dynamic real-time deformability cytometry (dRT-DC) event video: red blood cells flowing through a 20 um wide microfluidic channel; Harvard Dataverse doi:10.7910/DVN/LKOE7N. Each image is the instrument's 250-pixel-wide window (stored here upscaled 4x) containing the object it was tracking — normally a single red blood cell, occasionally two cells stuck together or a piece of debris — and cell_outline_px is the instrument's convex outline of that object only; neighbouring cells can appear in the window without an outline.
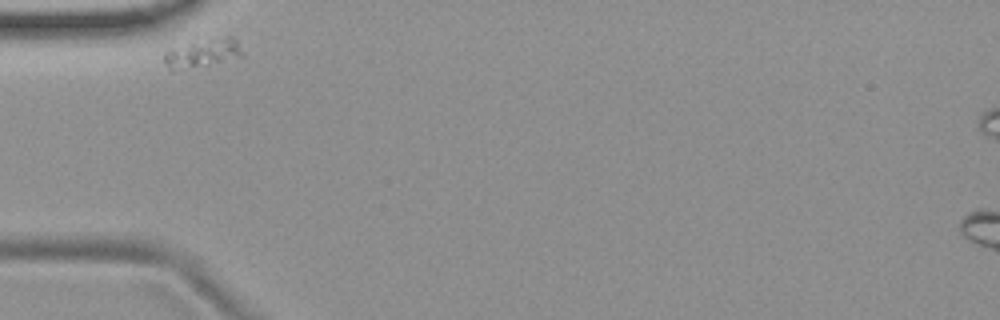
{"species": "common noctule bat (a hibernating species)", "species_latin": "Nyctalus noctula", "temperature_condition": "room temperature", "stored_images_in_passage": 32, "camera_frame_rate_fps": 3000, "um_per_image_px": 0.085, "animal": {"sex": "female", "body_mass_g": 19.9}, "frame": {"image": 1, "passage_image": 1, "time_ms": 0.0, "image_size_px": [1000, 320], "cell_outline_px": [[244, 56], [172, 72], [164, 60], [164, 52], [168, 48], [192, 40], [224, 36], [232, 36], [236, 40]], "centroid_in_image_um": [17.16, 4.48], "position_along_channel_um": 67.8, "area_um2": 13.29}}
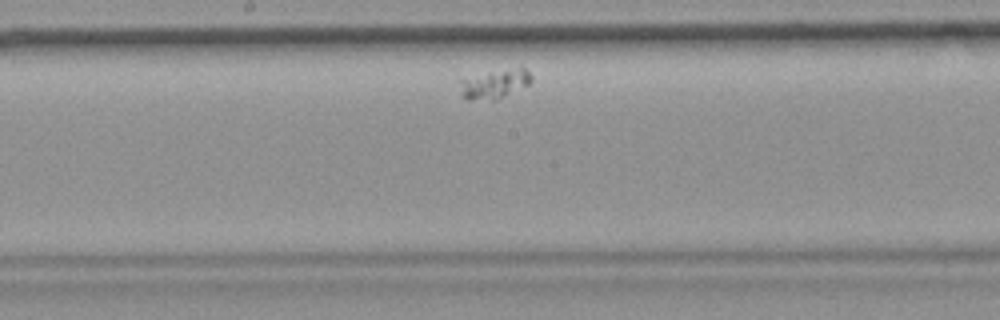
{"frame": {"image": 2, "passage_image": 15, "time_ms": 4.667, "image_size_px": [1000, 320], "cell_outline_px": [[532, 80], [528, 84], [496, 100], [468, 100], [460, 96], [460, 76], [520, 68], [524, 68], [532, 76]], "centroid_in_image_um": [41.93, 7.15], "position_along_channel_um": 206.3, "area_um2": 12.2}}
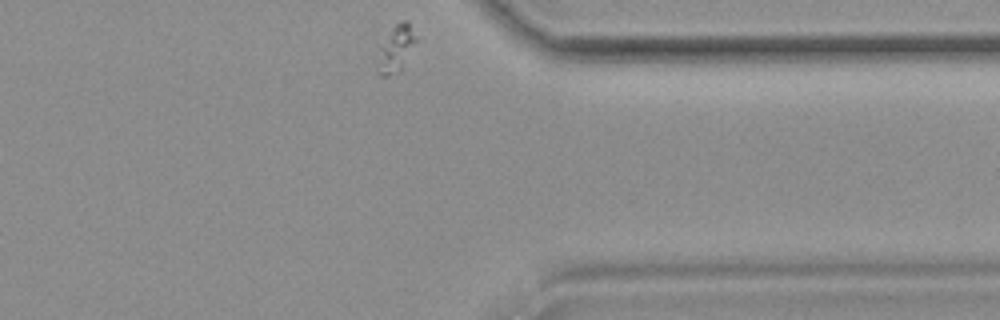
{"frame": {"image": 3, "passage_image": 32, "time_ms": 10.333, "image_size_px": [1000, 320], "cell_outline_px": [[420, 40], [400, 72], [388, 76], [380, 76], [376, 72], [376, 68], [380, 48], [392, 28], [400, 20], [404, 20], [408, 24]], "centroid_in_image_um": [33.7, 4.2], "position_along_channel_um": 377.7, "area_um2": 10.69}}